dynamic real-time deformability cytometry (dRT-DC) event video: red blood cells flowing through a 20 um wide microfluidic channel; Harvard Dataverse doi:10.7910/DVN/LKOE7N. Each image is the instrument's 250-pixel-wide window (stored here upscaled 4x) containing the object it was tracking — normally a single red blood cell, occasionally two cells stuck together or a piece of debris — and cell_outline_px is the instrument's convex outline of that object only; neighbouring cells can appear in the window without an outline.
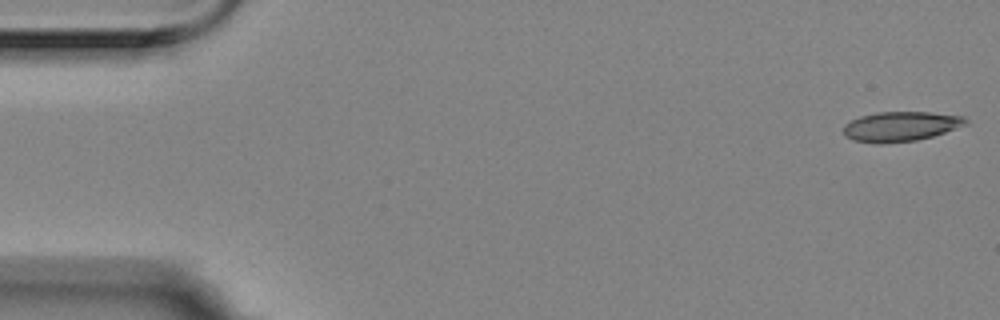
{"species": "Egyptian fruit bat (a non-hibernating species)", "species_latin": "Rousettus aegyptiacus", "temperature_condition": "room temperature", "stored_images_in_passage": 4, "camera_frame_rate_fps": 3000, "um_per_image_px": 0.085, "animal": {"sex": "female"}, "frame": {"image": 1, "passage_image": 1, "time_ms": 0.0, "image_size_px": [1000, 320], "cell_outline_px": [[968, 124], [932, 136], [916, 140], [880, 144], [852, 140], [844, 136], [844, 124], [860, 116], [876, 112], [932, 112], [964, 116], [968, 120]], "centroid_in_image_um": [76.55, 10.74], "position_along_channel_um": 8.4, "area_um2": 21.27}}
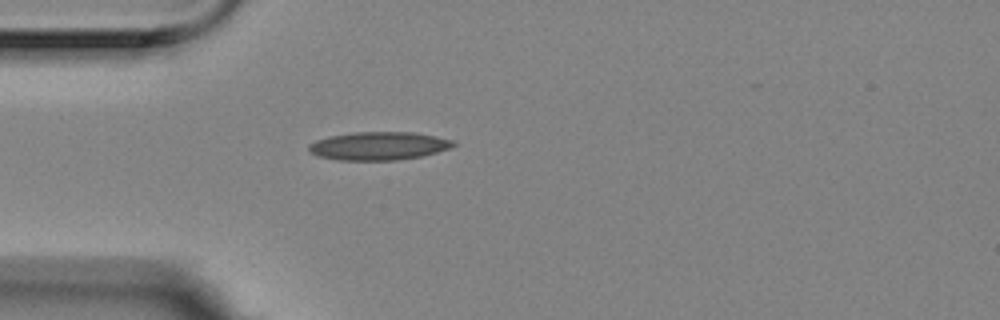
{"frame": {"image": 2, "passage_image": 4, "time_ms": 1.0, "image_size_px": [1000, 320], "cell_outline_px": [[456, 144], [448, 148], [424, 156], [396, 160], [336, 160], [316, 156], [308, 152], [308, 144], [316, 140], [328, 136], [352, 132], [412, 132], [436, 136], [456, 140]], "centroid_in_image_um": [32.15, 12.4], "position_along_channel_um": 52.8, "area_um2": 24.04}}